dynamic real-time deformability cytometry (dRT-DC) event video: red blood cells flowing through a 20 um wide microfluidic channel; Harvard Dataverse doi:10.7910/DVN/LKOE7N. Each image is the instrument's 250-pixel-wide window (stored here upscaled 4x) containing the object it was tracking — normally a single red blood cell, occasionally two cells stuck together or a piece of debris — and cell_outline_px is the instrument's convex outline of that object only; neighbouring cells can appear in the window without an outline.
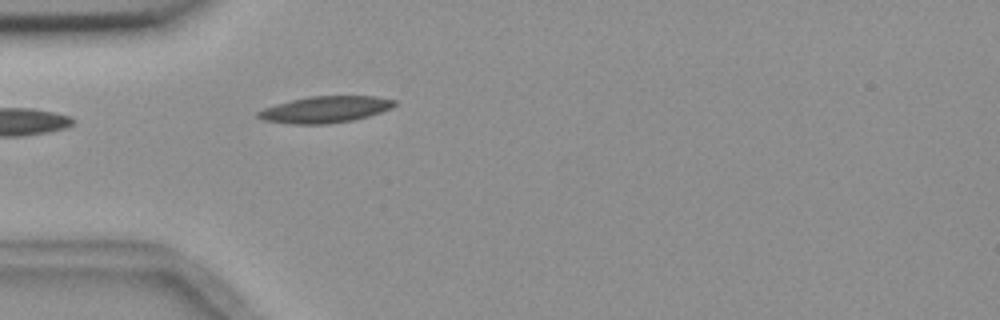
{"species": "common noctule bat (a hibernating species)", "species_latin": "Nyctalus noctula", "temperature_condition": "room temperature", "stored_images_in_passage": 4, "camera_frame_rate_fps": 3000, "um_per_image_px": 0.085, "animal": {"sex": "female", "body_mass_g": 18.4}, "frame": {"image": 1, "passage_image": 4, "time_ms": 4.333, "image_size_px": [1000, 320], "cell_outline_px": [[396, 104], [392, 108], [368, 116], [352, 120], [328, 124], [292, 124], [264, 120], [256, 116], [256, 112], [264, 108], [276, 104], [308, 96], [376, 96], [396, 100]], "centroid_in_image_um": [27.64, 9.3], "position_along_channel_um": 57.4, "area_um2": 21.04}}